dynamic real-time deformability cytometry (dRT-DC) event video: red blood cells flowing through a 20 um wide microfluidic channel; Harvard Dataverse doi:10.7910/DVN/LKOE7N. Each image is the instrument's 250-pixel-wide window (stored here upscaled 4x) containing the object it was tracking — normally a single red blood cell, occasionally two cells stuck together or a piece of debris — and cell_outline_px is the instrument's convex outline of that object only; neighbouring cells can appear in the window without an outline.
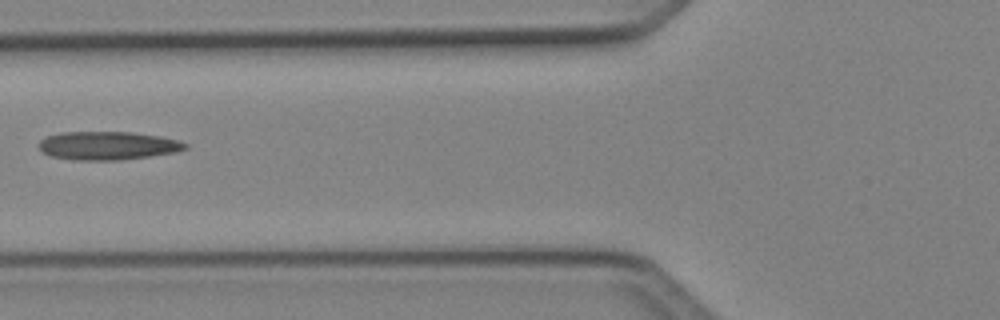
{"species": "Egyptian fruit bat (a non-hibernating species)", "species_latin": "Rousettus aegyptiacus", "temperature_condition": "cold", "stored_images_in_passage": 7, "camera_frame_rate_fps": 3000, "um_per_image_px": 0.085, "animal": {"sex": "female"}, "frame": {"image": 1, "passage_image": 6, "time_ms": 1.667, "image_size_px": [1000, 320], "cell_outline_px": [[188, 148], [176, 152], [120, 160], [72, 160], [52, 156], [44, 152], [40, 148], [40, 140], [44, 136], [60, 132], [132, 132], [160, 136], [180, 140], [188, 144]], "centroid_in_image_um": [9.18, 12.37], "position_along_channel_um": 116.6, "area_um2": 24.28}}
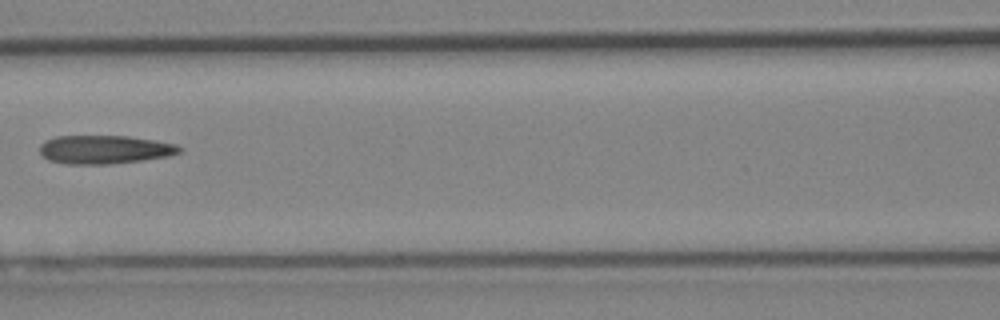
{"frame": {"image": 2, "passage_image": 7, "time_ms": 2.0, "image_size_px": [1000, 320], "cell_outline_px": [[184, 148], [180, 152], [168, 156], [140, 160], [108, 164], [68, 164], [48, 160], [40, 152], [40, 144], [44, 140], [56, 136], [128, 136], [176, 144]], "centroid_in_image_um": [8.87, 12.7], "position_along_channel_um": 157.7, "area_um2": 23.12}}